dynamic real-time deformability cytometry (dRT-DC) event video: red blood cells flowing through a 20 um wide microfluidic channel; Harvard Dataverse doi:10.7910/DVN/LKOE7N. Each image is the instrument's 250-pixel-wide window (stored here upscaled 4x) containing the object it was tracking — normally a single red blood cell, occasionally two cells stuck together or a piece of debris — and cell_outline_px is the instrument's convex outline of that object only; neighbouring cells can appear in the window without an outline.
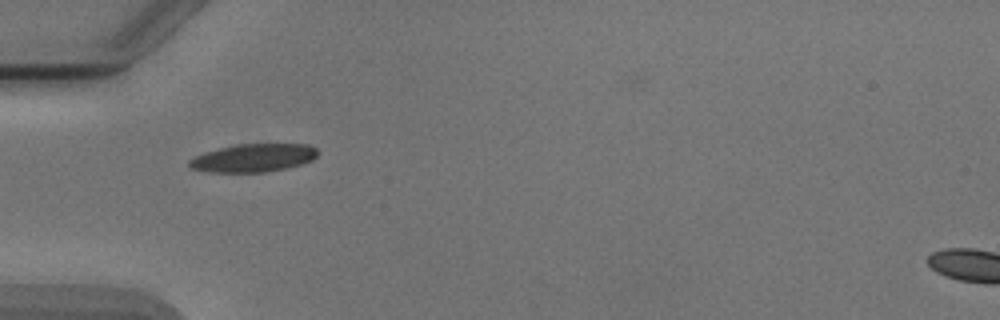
{"species": "Egyptian fruit bat (a non-hibernating species)", "species_latin": "Rousettus aegyptiacus", "temperature_condition": "cold", "stored_images_in_passage": 2, "camera_frame_rate_fps": 3000, "um_per_image_px": 0.085, "animal": {"sex": "male"}, "frame": {"image": 1, "passage_image": 1, "time_ms": 0.0, "image_size_px": [1000, 320], "cell_outline_px": [[320, 152], [312, 160], [288, 168], [264, 172], [208, 172], [192, 168], [188, 164], [188, 160], [204, 152], [220, 148], [240, 144], [308, 144], [316, 148]], "centroid_in_image_um": [21.56, 13.42], "position_along_channel_um": 63.4, "area_um2": 20.98}}